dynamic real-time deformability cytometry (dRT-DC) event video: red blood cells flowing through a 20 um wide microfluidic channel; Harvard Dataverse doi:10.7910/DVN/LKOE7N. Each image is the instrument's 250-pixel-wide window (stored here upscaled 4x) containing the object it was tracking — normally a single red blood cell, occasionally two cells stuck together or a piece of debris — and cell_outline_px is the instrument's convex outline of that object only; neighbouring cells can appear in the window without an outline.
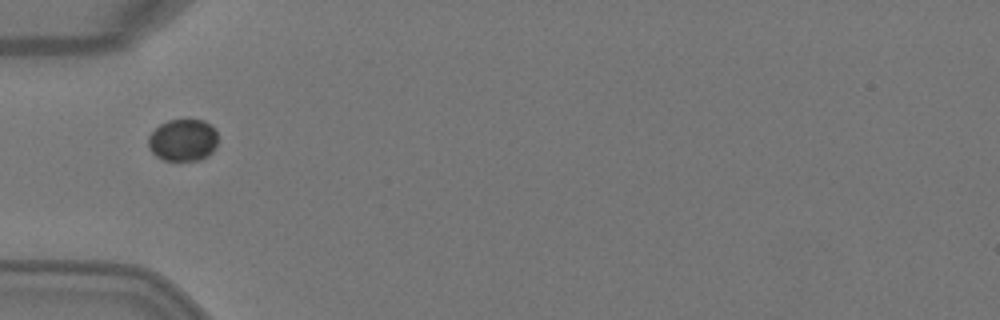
{"species": "Egyptian fruit bat (a non-hibernating species)", "species_latin": "Rousettus aegyptiacus", "temperature_condition": "warm", "stored_images_in_passage": 1, "camera_frame_rate_fps": 3000, "um_per_image_px": 0.085, "animal": {"sex": "female"}, "frame": {"image": 1, "passage_image": 1, "time_ms": 0.0, "image_size_px": [1000, 320], "cell_outline_px": [[216, 144], [212, 152], [208, 156], [196, 160], [164, 160], [156, 156], [148, 148], [148, 136], [160, 124], [168, 120], [204, 120], [212, 124], [216, 132]], "centroid_in_image_um": [15.54, 11.9], "position_along_channel_um": 69.5, "area_um2": 17.05}}